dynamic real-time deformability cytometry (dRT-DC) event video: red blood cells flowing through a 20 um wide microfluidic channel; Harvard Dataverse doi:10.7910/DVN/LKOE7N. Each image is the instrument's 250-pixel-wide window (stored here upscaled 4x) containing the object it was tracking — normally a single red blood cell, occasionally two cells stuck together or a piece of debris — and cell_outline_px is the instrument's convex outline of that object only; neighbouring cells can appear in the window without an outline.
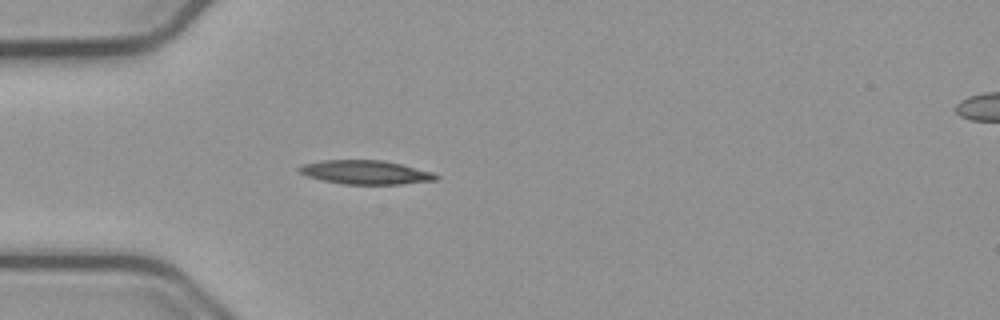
{"species": "common noctule bat (a hibernating species)", "species_latin": "Nyctalus noctula", "temperature_condition": "cold", "stored_images_in_passage": 33, "camera_frame_rate_fps": 3000, "um_per_image_px": 0.085, "animal": {"sex": "male", "body_mass_g": 23.1, "forearm_length_mm": 52.7}, "frame": {"image": 1, "passage_image": 1, "time_ms": 0.0, "image_size_px": [1000, 320], "cell_outline_px": [[440, 180], [400, 184], [344, 184], [324, 180], [308, 176], [300, 172], [296, 168], [300, 164], [324, 160], [384, 160], [432, 172], [440, 176]], "centroid_in_image_um": [31.09, 14.64], "position_along_channel_um": 53.9, "area_um2": 19.02}}
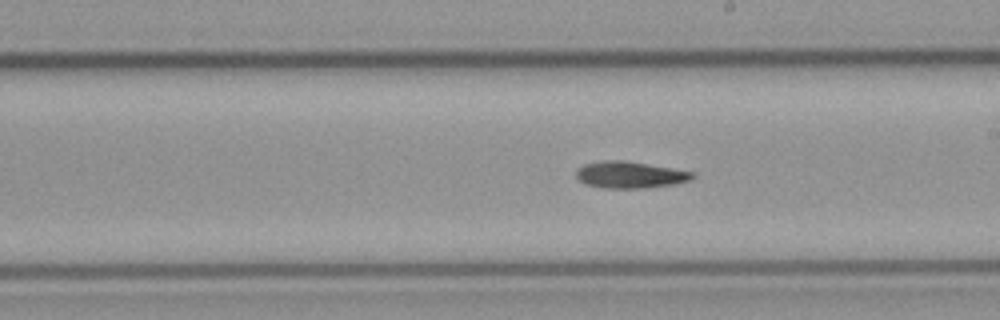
{"frame": {"image": 2, "passage_image": 16, "time_ms": 5.0, "image_size_px": [1000, 320], "cell_outline_px": [[696, 176], [692, 180], [676, 184], [644, 188], [604, 188], [584, 184], [576, 176], [576, 168], [584, 164], [600, 160], [620, 160], [692, 172]], "centroid_in_image_um": [53.5, 14.87], "position_along_channel_um": 235.5, "area_um2": 17.98}}
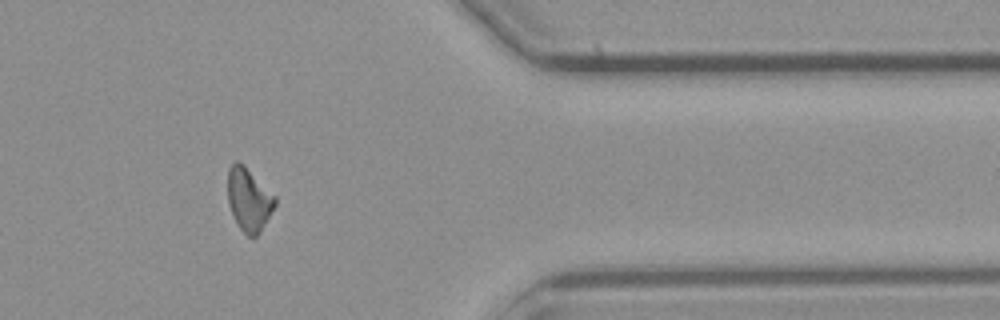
{"frame": {"image": 3, "passage_image": 30, "time_ms": 9.667, "image_size_px": [1000, 320], "cell_outline_px": [[276, 204], [260, 232], [256, 236], [248, 236], [240, 228], [232, 216], [228, 204], [228, 168], [236, 160], [244, 164], [276, 196]], "centroid_in_image_um": [21.15, 16.94], "position_along_channel_um": 390.3, "area_um2": 17.46}, "authors_computed_cell_mechanics": {"area_um2": 17.6868, "velocity_mm_per_s": 3.7728, "shape_relaxation_time_tau1_ms": 6.484, "shape_relaxation_time_tau2_ms": null, "deformation_change_tau1": 0.1925, "deformation_change_tau2": null}}